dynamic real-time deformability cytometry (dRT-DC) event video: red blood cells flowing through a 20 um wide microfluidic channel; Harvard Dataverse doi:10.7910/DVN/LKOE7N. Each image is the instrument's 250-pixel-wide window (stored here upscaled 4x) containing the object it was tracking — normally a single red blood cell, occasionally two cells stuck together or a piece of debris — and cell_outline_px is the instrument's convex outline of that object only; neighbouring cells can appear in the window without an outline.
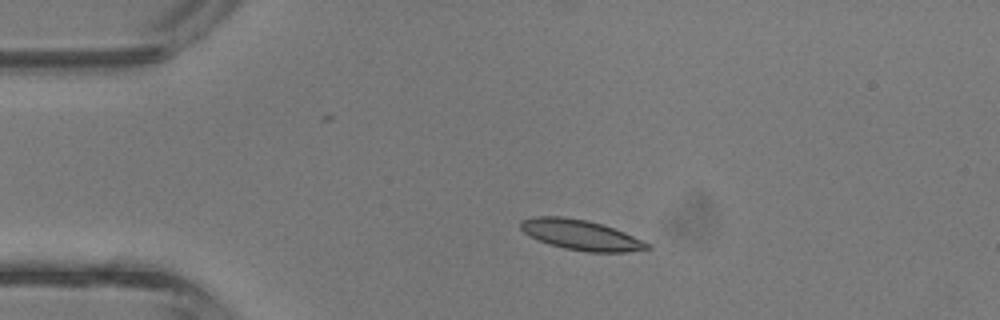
{"species": "common noctule bat (a hibernating species)", "species_latin": "Nyctalus noctula", "temperature_condition": "room temperature", "stored_images_in_passage": 4, "camera_frame_rate_fps": 3000, "um_per_image_px": 0.085, "animal": {"sex": "male", "body_mass_g": 13.3}, "frame": {"image": 1, "passage_image": 3, "time_ms": 0.667, "image_size_px": [1000, 320], "cell_outline_px": [[652, 248], [624, 252], [588, 252], [564, 248], [548, 244], [528, 236], [520, 228], [520, 220], [536, 216], [564, 216], [588, 220], [624, 232], [652, 244]], "centroid_in_image_um": [49.35, 19.96], "position_along_channel_um": 35.7, "area_um2": 22.37}}